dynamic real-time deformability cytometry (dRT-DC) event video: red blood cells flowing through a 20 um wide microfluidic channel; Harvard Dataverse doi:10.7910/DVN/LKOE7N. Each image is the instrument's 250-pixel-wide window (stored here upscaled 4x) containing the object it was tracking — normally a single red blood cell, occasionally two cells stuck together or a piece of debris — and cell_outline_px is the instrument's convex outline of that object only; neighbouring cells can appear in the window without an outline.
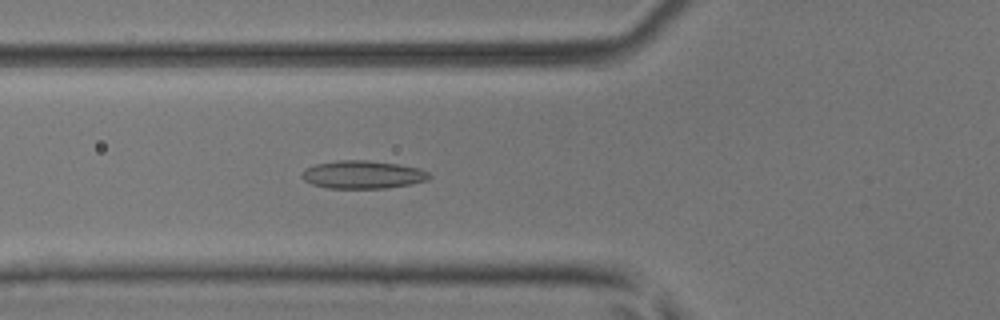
{"species": "common noctule bat (a hibernating species)", "species_latin": "Nyctalus noctula", "temperature_condition": "room temperature", "stored_images_in_passage": 43, "camera_frame_rate_fps": 3000, "um_per_image_px": 0.085, "animal": {"sex": "male", "body_mass_g": 17.9, "forearm_length_mm": 54.2}, "frame": {"image": 1, "passage_image": 12, "time_ms": 3.667, "image_size_px": [1000, 320], "cell_outline_px": [[432, 176], [428, 180], [412, 184], [384, 188], [328, 188], [312, 184], [304, 180], [300, 176], [304, 168], [316, 164], [336, 160], [368, 160], [400, 164], [420, 168], [428, 172]], "centroid_in_image_um": [30.84, 14.83], "position_along_channel_um": 95.0, "area_um2": 20.98}}
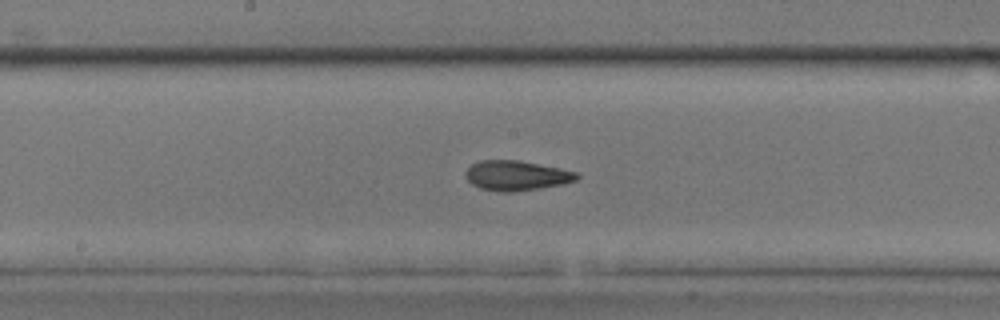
{"frame": {"image": 2, "passage_image": 20, "time_ms": 6.333, "image_size_px": [1000, 320], "cell_outline_px": [[580, 176], [576, 180], [564, 184], [540, 188], [512, 192], [500, 192], [480, 188], [472, 184], [468, 180], [464, 172], [472, 164], [480, 160], [520, 160], [560, 168], [576, 172]], "centroid_in_image_um": [43.9, 14.92], "position_along_channel_um": 204.3, "area_um2": 19.42}}
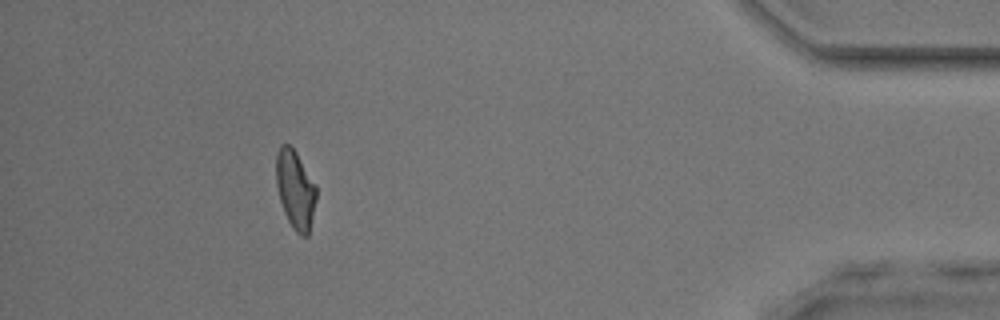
{"frame": {"image": 3, "passage_image": 39, "time_ms": 12.667, "image_size_px": [1000, 320], "cell_outline_px": [[316, 200], [308, 236], [300, 236], [292, 228], [284, 212], [280, 200], [276, 184], [276, 152], [280, 144], [288, 144], [296, 152], [316, 184]], "centroid_in_image_um": [25.1, 16.1], "position_along_channel_um": 410.1, "area_um2": 18.44}, "authors_computed_cell_mechanics": {"area_um2": 19.2474, "velocity_mm_per_s": 4.1052, "shape_relaxation_time_tau1_ms": null, "shape_relaxation_time_tau2_ms": 1.7857, "deformation_change_tau1": null, "deformation_change_tau2": 0.0803}}